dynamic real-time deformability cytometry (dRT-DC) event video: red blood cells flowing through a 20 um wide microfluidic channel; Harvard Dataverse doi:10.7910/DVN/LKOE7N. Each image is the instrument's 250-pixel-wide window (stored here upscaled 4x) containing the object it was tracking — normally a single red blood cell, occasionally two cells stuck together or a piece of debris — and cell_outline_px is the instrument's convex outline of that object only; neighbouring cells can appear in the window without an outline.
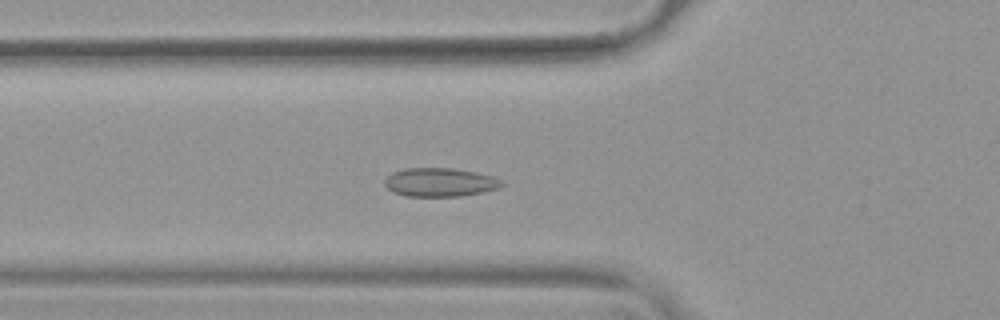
{"species": "common noctule bat (a hibernating species)", "species_latin": "Nyctalus noctula", "temperature_condition": "warm", "stored_images_in_passage": 53, "camera_frame_rate_fps": 3000, "um_per_image_px": 0.085, "animal": {"sex": "female", "body_mass_g": 19.9}, "frame": {"image": 1, "passage_image": 19, "time_ms": 6.0, "image_size_px": [1000, 320], "cell_outline_px": [[504, 184], [500, 188], [484, 192], [460, 196], [404, 196], [392, 192], [384, 184], [384, 180], [392, 172], [404, 168], [452, 168], [476, 172], [492, 176], [504, 180]], "centroid_in_image_um": [37.41, 15.49], "position_along_channel_um": 88.4, "area_um2": 19.77}}
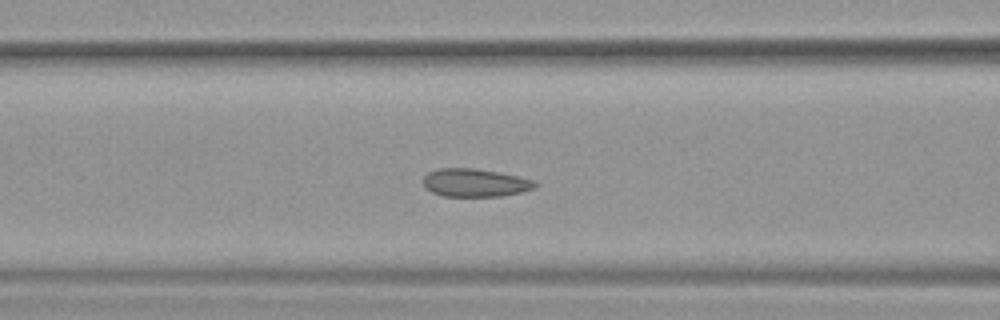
{"frame": {"image": 2, "passage_image": 22, "time_ms": 7.0, "image_size_px": [1000, 320], "cell_outline_px": [[540, 184], [536, 188], [520, 192], [500, 196], [444, 196], [432, 192], [424, 188], [424, 176], [428, 172], [436, 168], [476, 168], [500, 172], [520, 176], [536, 180]], "centroid_in_image_um": [40.42, 15.52], "position_along_channel_um": 126.2, "area_um2": 18.61}}
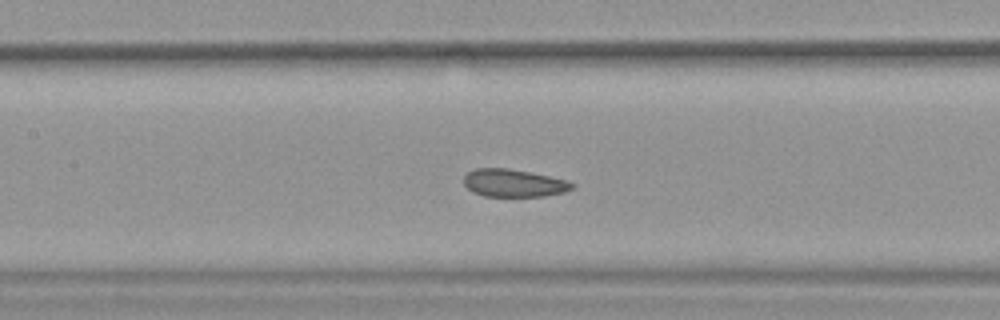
{"frame": {"image": 3, "passage_image": 25, "time_ms": 8.0, "image_size_px": [1000, 320], "cell_outline_px": [[576, 184], [572, 188], [564, 192], [544, 196], [484, 196], [472, 192], [464, 184], [464, 176], [468, 172], [476, 168], [508, 168], [568, 180]], "centroid_in_image_um": [43.66, 15.56], "position_along_channel_um": 163.7, "area_um2": 17.4}, "authors_computed_cell_mechanics": {"area_um2": 19.363, "velocity_mm_per_s": 3.7549, "shape_relaxation_time_tau1_ms": null, "shape_relaxation_time_tau2_ms": 5.3319, "deformation_change_tau1": null, "deformation_change_tau2": 0.0843}}